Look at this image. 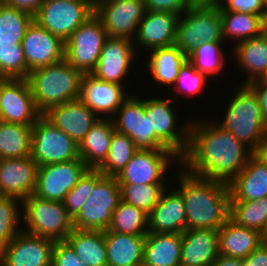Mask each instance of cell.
Here are the masks:
<instances>
[{
  "label": "cell",
  "instance_id": "38",
  "mask_svg": "<svg viewBox=\"0 0 267 266\" xmlns=\"http://www.w3.org/2000/svg\"><path fill=\"white\" fill-rule=\"evenodd\" d=\"M137 151L127 135L114 130L107 158L97 169L105 176H116Z\"/></svg>",
  "mask_w": 267,
  "mask_h": 266
},
{
  "label": "cell",
  "instance_id": "29",
  "mask_svg": "<svg viewBox=\"0 0 267 266\" xmlns=\"http://www.w3.org/2000/svg\"><path fill=\"white\" fill-rule=\"evenodd\" d=\"M145 236L105 230L107 266H137L143 261Z\"/></svg>",
  "mask_w": 267,
  "mask_h": 266
},
{
  "label": "cell",
  "instance_id": "30",
  "mask_svg": "<svg viewBox=\"0 0 267 266\" xmlns=\"http://www.w3.org/2000/svg\"><path fill=\"white\" fill-rule=\"evenodd\" d=\"M235 45L232 53L234 52L236 63L248 75L242 84L257 81L267 69V31Z\"/></svg>",
  "mask_w": 267,
  "mask_h": 266
},
{
  "label": "cell",
  "instance_id": "12",
  "mask_svg": "<svg viewBox=\"0 0 267 266\" xmlns=\"http://www.w3.org/2000/svg\"><path fill=\"white\" fill-rule=\"evenodd\" d=\"M172 160L180 167V157L172 150H138L116 175L118 184H169L166 178Z\"/></svg>",
  "mask_w": 267,
  "mask_h": 266
},
{
  "label": "cell",
  "instance_id": "6",
  "mask_svg": "<svg viewBox=\"0 0 267 266\" xmlns=\"http://www.w3.org/2000/svg\"><path fill=\"white\" fill-rule=\"evenodd\" d=\"M224 42L218 5L192 4L178 19L176 42L187 56L200 44Z\"/></svg>",
  "mask_w": 267,
  "mask_h": 266
},
{
  "label": "cell",
  "instance_id": "55",
  "mask_svg": "<svg viewBox=\"0 0 267 266\" xmlns=\"http://www.w3.org/2000/svg\"><path fill=\"white\" fill-rule=\"evenodd\" d=\"M87 4L93 11L96 9L99 0H77Z\"/></svg>",
  "mask_w": 267,
  "mask_h": 266
},
{
  "label": "cell",
  "instance_id": "1",
  "mask_svg": "<svg viewBox=\"0 0 267 266\" xmlns=\"http://www.w3.org/2000/svg\"><path fill=\"white\" fill-rule=\"evenodd\" d=\"M203 119L190 120L188 146L180 166L195 176L228 184L244 169L253 151L215 120Z\"/></svg>",
  "mask_w": 267,
  "mask_h": 266
},
{
  "label": "cell",
  "instance_id": "36",
  "mask_svg": "<svg viewBox=\"0 0 267 266\" xmlns=\"http://www.w3.org/2000/svg\"><path fill=\"white\" fill-rule=\"evenodd\" d=\"M108 230L125 235H147L148 214L121 200L113 212Z\"/></svg>",
  "mask_w": 267,
  "mask_h": 266
},
{
  "label": "cell",
  "instance_id": "7",
  "mask_svg": "<svg viewBox=\"0 0 267 266\" xmlns=\"http://www.w3.org/2000/svg\"><path fill=\"white\" fill-rule=\"evenodd\" d=\"M121 200V188L116 176H105L95 169V186L80 212L73 218L74 228L108 230L113 212Z\"/></svg>",
  "mask_w": 267,
  "mask_h": 266
},
{
  "label": "cell",
  "instance_id": "34",
  "mask_svg": "<svg viewBox=\"0 0 267 266\" xmlns=\"http://www.w3.org/2000/svg\"><path fill=\"white\" fill-rule=\"evenodd\" d=\"M66 241L88 266H107L104 231L75 228Z\"/></svg>",
  "mask_w": 267,
  "mask_h": 266
},
{
  "label": "cell",
  "instance_id": "52",
  "mask_svg": "<svg viewBox=\"0 0 267 266\" xmlns=\"http://www.w3.org/2000/svg\"><path fill=\"white\" fill-rule=\"evenodd\" d=\"M211 266H243V259L218 255L217 260Z\"/></svg>",
  "mask_w": 267,
  "mask_h": 266
},
{
  "label": "cell",
  "instance_id": "14",
  "mask_svg": "<svg viewBox=\"0 0 267 266\" xmlns=\"http://www.w3.org/2000/svg\"><path fill=\"white\" fill-rule=\"evenodd\" d=\"M146 11L144 0H101L94 14L101 20L108 37L133 41Z\"/></svg>",
  "mask_w": 267,
  "mask_h": 266
},
{
  "label": "cell",
  "instance_id": "19",
  "mask_svg": "<svg viewBox=\"0 0 267 266\" xmlns=\"http://www.w3.org/2000/svg\"><path fill=\"white\" fill-rule=\"evenodd\" d=\"M124 87L126 86L106 82L86 73L82 76L79 99L98 117L112 118L131 94H126L129 90Z\"/></svg>",
  "mask_w": 267,
  "mask_h": 266
},
{
  "label": "cell",
  "instance_id": "18",
  "mask_svg": "<svg viewBox=\"0 0 267 266\" xmlns=\"http://www.w3.org/2000/svg\"><path fill=\"white\" fill-rule=\"evenodd\" d=\"M54 244L22 230L0 252V266H52Z\"/></svg>",
  "mask_w": 267,
  "mask_h": 266
},
{
  "label": "cell",
  "instance_id": "2",
  "mask_svg": "<svg viewBox=\"0 0 267 266\" xmlns=\"http://www.w3.org/2000/svg\"><path fill=\"white\" fill-rule=\"evenodd\" d=\"M179 188L184 200L186 229L218 230L230 213V191L227 183L201 178L178 169Z\"/></svg>",
  "mask_w": 267,
  "mask_h": 266
},
{
  "label": "cell",
  "instance_id": "25",
  "mask_svg": "<svg viewBox=\"0 0 267 266\" xmlns=\"http://www.w3.org/2000/svg\"><path fill=\"white\" fill-rule=\"evenodd\" d=\"M218 255V230L186 229L182 233L181 265L211 266Z\"/></svg>",
  "mask_w": 267,
  "mask_h": 266
},
{
  "label": "cell",
  "instance_id": "47",
  "mask_svg": "<svg viewBox=\"0 0 267 266\" xmlns=\"http://www.w3.org/2000/svg\"><path fill=\"white\" fill-rule=\"evenodd\" d=\"M218 6L221 11L253 13L261 15L267 20V9L262 0H222Z\"/></svg>",
  "mask_w": 267,
  "mask_h": 266
},
{
  "label": "cell",
  "instance_id": "24",
  "mask_svg": "<svg viewBox=\"0 0 267 266\" xmlns=\"http://www.w3.org/2000/svg\"><path fill=\"white\" fill-rule=\"evenodd\" d=\"M185 230L186 210L182 195L174 187L165 190L148 214V232L183 233Z\"/></svg>",
  "mask_w": 267,
  "mask_h": 266
},
{
  "label": "cell",
  "instance_id": "59",
  "mask_svg": "<svg viewBox=\"0 0 267 266\" xmlns=\"http://www.w3.org/2000/svg\"><path fill=\"white\" fill-rule=\"evenodd\" d=\"M263 1V4H264V7L267 9V0H262Z\"/></svg>",
  "mask_w": 267,
  "mask_h": 266
},
{
  "label": "cell",
  "instance_id": "15",
  "mask_svg": "<svg viewBox=\"0 0 267 266\" xmlns=\"http://www.w3.org/2000/svg\"><path fill=\"white\" fill-rule=\"evenodd\" d=\"M88 169L80 158L39 166L34 195L46 200L63 202L66 194L77 185Z\"/></svg>",
  "mask_w": 267,
  "mask_h": 266
},
{
  "label": "cell",
  "instance_id": "13",
  "mask_svg": "<svg viewBox=\"0 0 267 266\" xmlns=\"http://www.w3.org/2000/svg\"><path fill=\"white\" fill-rule=\"evenodd\" d=\"M171 104L173 103L169 98L147 97L146 115H150L151 133H154L168 149L181 157L188 146L190 121L182 126L178 125L179 116Z\"/></svg>",
  "mask_w": 267,
  "mask_h": 266
},
{
  "label": "cell",
  "instance_id": "27",
  "mask_svg": "<svg viewBox=\"0 0 267 266\" xmlns=\"http://www.w3.org/2000/svg\"><path fill=\"white\" fill-rule=\"evenodd\" d=\"M262 244L261 233L230 218L218 229V254L245 259Z\"/></svg>",
  "mask_w": 267,
  "mask_h": 266
},
{
  "label": "cell",
  "instance_id": "46",
  "mask_svg": "<svg viewBox=\"0 0 267 266\" xmlns=\"http://www.w3.org/2000/svg\"><path fill=\"white\" fill-rule=\"evenodd\" d=\"M52 266H88L67 241H56L52 252Z\"/></svg>",
  "mask_w": 267,
  "mask_h": 266
},
{
  "label": "cell",
  "instance_id": "17",
  "mask_svg": "<svg viewBox=\"0 0 267 266\" xmlns=\"http://www.w3.org/2000/svg\"><path fill=\"white\" fill-rule=\"evenodd\" d=\"M134 42L127 38L108 37L100 53L93 76L106 82L123 85L139 54ZM135 58V59H134Z\"/></svg>",
  "mask_w": 267,
  "mask_h": 266
},
{
  "label": "cell",
  "instance_id": "45",
  "mask_svg": "<svg viewBox=\"0 0 267 266\" xmlns=\"http://www.w3.org/2000/svg\"><path fill=\"white\" fill-rule=\"evenodd\" d=\"M208 78L198 72L188 61L180 68L176 82L173 85V91L176 95L185 94L187 97L195 96L197 93H201L204 85L207 83ZM195 94V95H194Z\"/></svg>",
  "mask_w": 267,
  "mask_h": 266
},
{
  "label": "cell",
  "instance_id": "60",
  "mask_svg": "<svg viewBox=\"0 0 267 266\" xmlns=\"http://www.w3.org/2000/svg\"><path fill=\"white\" fill-rule=\"evenodd\" d=\"M0 98H1V79H0Z\"/></svg>",
  "mask_w": 267,
  "mask_h": 266
},
{
  "label": "cell",
  "instance_id": "54",
  "mask_svg": "<svg viewBox=\"0 0 267 266\" xmlns=\"http://www.w3.org/2000/svg\"><path fill=\"white\" fill-rule=\"evenodd\" d=\"M191 4L218 5L222 0H189Z\"/></svg>",
  "mask_w": 267,
  "mask_h": 266
},
{
  "label": "cell",
  "instance_id": "39",
  "mask_svg": "<svg viewBox=\"0 0 267 266\" xmlns=\"http://www.w3.org/2000/svg\"><path fill=\"white\" fill-rule=\"evenodd\" d=\"M229 218L239 226L261 233L267 223V197L260 200L230 202Z\"/></svg>",
  "mask_w": 267,
  "mask_h": 266
},
{
  "label": "cell",
  "instance_id": "32",
  "mask_svg": "<svg viewBox=\"0 0 267 266\" xmlns=\"http://www.w3.org/2000/svg\"><path fill=\"white\" fill-rule=\"evenodd\" d=\"M148 54V70L152 79L163 86H173L176 82L180 68L187 61V55L182 53L176 45L155 48Z\"/></svg>",
  "mask_w": 267,
  "mask_h": 266
},
{
  "label": "cell",
  "instance_id": "9",
  "mask_svg": "<svg viewBox=\"0 0 267 266\" xmlns=\"http://www.w3.org/2000/svg\"><path fill=\"white\" fill-rule=\"evenodd\" d=\"M31 158L37 166L79 159L77 143L41 115L32 126Z\"/></svg>",
  "mask_w": 267,
  "mask_h": 266
},
{
  "label": "cell",
  "instance_id": "56",
  "mask_svg": "<svg viewBox=\"0 0 267 266\" xmlns=\"http://www.w3.org/2000/svg\"><path fill=\"white\" fill-rule=\"evenodd\" d=\"M259 84H266L267 85V69L261 75V77L257 80Z\"/></svg>",
  "mask_w": 267,
  "mask_h": 266
},
{
  "label": "cell",
  "instance_id": "43",
  "mask_svg": "<svg viewBox=\"0 0 267 266\" xmlns=\"http://www.w3.org/2000/svg\"><path fill=\"white\" fill-rule=\"evenodd\" d=\"M21 205L16 199L0 197V252L23 230V227H20V224H23Z\"/></svg>",
  "mask_w": 267,
  "mask_h": 266
},
{
  "label": "cell",
  "instance_id": "20",
  "mask_svg": "<svg viewBox=\"0 0 267 266\" xmlns=\"http://www.w3.org/2000/svg\"><path fill=\"white\" fill-rule=\"evenodd\" d=\"M21 46L29 71L64 59L65 42L39 26L34 20L27 27Z\"/></svg>",
  "mask_w": 267,
  "mask_h": 266
},
{
  "label": "cell",
  "instance_id": "28",
  "mask_svg": "<svg viewBox=\"0 0 267 266\" xmlns=\"http://www.w3.org/2000/svg\"><path fill=\"white\" fill-rule=\"evenodd\" d=\"M114 130L111 118H99L79 143V158L89 168L97 169L107 158Z\"/></svg>",
  "mask_w": 267,
  "mask_h": 266
},
{
  "label": "cell",
  "instance_id": "3",
  "mask_svg": "<svg viewBox=\"0 0 267 266\" xmlns=\"http://www.w3.org/2000/svg\"><path fill=\"white\" fill-rule=\"evenodd\" d=\"M83 73L65 59L29 72L27 77L37 110L79 99Z\"/></svg>",
  "mask_w": 267,
  "mask_h": 266
},
{
  "label": "cell",
  "instance_id": "44",
  "mask_svg": "<svg viewBox=\"0 0 267 266\" xmlns=\"http://www.w3.org/2000/svg\"><path fill=\"white\" fill-rule=\"evenodd\" d=\"M95 186V169L89 168L79 179L77 185L66 194L63 201L68 214L74 218L88 200Z\"/></svg>",
  "mask_w": 267,
  "mask_h": 266
},
{
  "label": "cell",
  "instance_id": "50",
  "mask_svg": "<svg viewBox=\"0 0 267 266\" xmlns=\"http://www.w3.org/2000/svg\"><path fill=\"white\" fill-rule=\"evenodd\" d=\"M44 0H4V4L34 15Z\"/></svg>",
  "mask_w": 267,
  "mask_h": 266
},
{
  "label": "cell",
  "instance_id": "5",
  "mask_svg": "<svg viewBox=\"0 0 267 266\" xmlns=\"http://www.w3.org/2000/svg\"><path fill=\"white\" fill-rule=\"evenodd\" d=\"M23 231L51 239L66 241L75 229L73 218L68 214L63 202L46 200L32 194L22 202Z\"/></svg>",
  "mask_w": 267,
  "mask_h": 266
},
{
  "label": "cell",
  "instance_id": "11",
  "mask_svg": "<svg viewBox=\"0 0 267 266\" xmlns=\"http://www.w3.org/2000/svg\"><path fill=\"white\" fill-rule=\"evenodd\" d=\"M94 11L77 0H44L33 20L65 42Z\"/></svg>",
  "mask_w": 267,
  "mask_h": 266
},
{
  "label": "cell",
  "instance_id": "31",
  "mask_svg": "<svg viewBox=\"0 0 267 266\" xmlns=\"http://www.w3.org/2000/svg\"><path fill=\"white\" fill-rule=\"evenodd\" d=\"M182 233H154L145 236L143 261L153 266L180 264Z\"/></svg>",
  "mask_w": 267,
  "mask_h": 266
},
{
  "label": "cell",
  "instance_id": "37",
  "mask_svg": "<svg viewBox=\"0 0 267 266\" xmlns=\"http://www.w3.org/2000/svg\"><path fill=\"white\" fill-rule=\"evenodd\" d=\"M222 44L223 42H204L187 56V61L207 78L212 77L213 74L217 76L227 64Z\"/></svg>",
  "mask_w": 267,
  "mask_h": 266
},
{
  "label": "cell",
  "instance_id": "42",
  "mask_svg": "<svg viewBox=\"0 0 267 266\" xmlns=\"http://www.w3.org/2000/svg\"><path fill=\"white\" fill-rule=\"evenodd\" d=\"M29 70L18 42H0V78L27 79Z\"/></svg>",
  "mask_w": 267,
  "mask_h": 266
},
{
  "label": "cell",
  "instance_id": "21",
  "mask_svg": "<svg viewBox=\"0 0 267 266\" xmlns=\"http://www.w3.org/2000/svg\"><path fill=\"white\" fill-rule=\"evenodd\" d=\"M37 169V163L31 156L0 159V197L13 198L22 203L34 194Z\"/></svg>",
  "mask_w": 267,
  "mask_h": 266
},
{
  "label": "cell",
  "instance_id": "16",
  "mask_svg": "<svg viewBox=\"0 0 267 266\" xmlns=\"http://www.w3.org/2000/svg\"><path fill=\"white\" fill-rule=\"evenodd\" d=\"M0 121L33 126L42 115L27 79H1Z\"/></svg>",
  "mask_w": 267,
  "mask_h": 266
},
{
  "label": "cell",
  "instance_id": "26",
  "mask_svg": "<svg viewBox=\"0 0 267 266\" xmlns=\"http://www.w3.org/2000/svg\"><path fill=\"white\" fill-rule=\"evenodd\" d=\"M230 202L260 200L267 197V165L252 155L244 169L229 183Z\"/></svg>",
  "mask_w": 267,
  "mask_h": 266
},
{
  "label": "cell",
  "instance_id": "41",
  "mask_svg": "<svg viewBox=\"0 0 267 266\" xmlns=\"http://www.w3.org/2000/svg\"><path fill=\"white\" fill-rule=\"evenodd\" d=\"M122 201L149 214L158 204L167 186L165 184H119Z\"/></svg>",
  "mask_w": 267,
  "mask_h": 266
},
{
  "label": "cell",
  "instance_id": "10",
  "mask_svg": "<svg viewBox=\"0 0 267 266\" xmlns=\"http://www.w3.org/2000/svg\"><path fill=\"white\" fill-rule=\"evenodd\" d=\"M116 131L127 135L138 150H170L151 133L150 115H146V99L130 96L111 118Z\"/></svg>",
  "mask_w": 267,
  "mask_h": 266
},
{
  "label": "cell",
  "instance_id": "57",
  "mask_svg": "<svg viewBox=\"0 0 267 266\" xmlns=\"http://www.w3.org/2000/svg\"><path fill=\"white\" fill-rule=\"evenodd\" d=\"M261 240H262V243L263 244H266L267 245V223L265 225V228L261 232Z\"/></svg>",
  "mask_w": 267,
  "mask_h": 266
},
{
  "label": "cell",
  "instance_id": "48",
  "mask_svg": "<svg viewBox=\"0 0 267 266\" xmlns=\"http://www.w3.org/2000/svg\"><path fill=\"white\" fill-rule=\"evenodd\" d=\"M146 10L181 15L192 4L189 0H144Z\"/></svg>",
  "mask_w": 267,
  "mask_h": 266
},
{
  "label": "cell",
  "instance_id": "40",
  "mask_svg": "<svg viewBox=\"0 0 267 266\" xmlns=\"http://www.w3.org/2000/svg\"><path fill=\"white\" fill-rule=\"evenodd\" d=\"M33 15L20 9L0 4V42L21 44Z\"/></svg>",
  "mask_w": 267,
  "mask_h": 266
},
{
  "label": "cell",
  "instance_id": "53",
  "mask_svg": "<svg viewBox=\"0 0 267 266\" xmlns=\"http://www.w3.org/2000/svg\"><path fill=\"white\" fill-rule=\"evenodd\" d=\"M253 155L259 159L262 163L267 165V134L263 138L262 142L253 151Z\"/></svg>",
  "mask_w": 267,
  "mask_h": 266
},
{
  "label": "cell",
  "instance_id": "4",
  "mask_svg": "<svg viewBox=\"0 0 267 266\" xmlns=\"http://www.w3.org/2000/svg\"><path fill=\"white\" fill-rule=\"evenodd\" d=\"M240 86L225 105L223 121L215 122L254 151L267 134V122L255 91L248 84Z\"/></svg>",
  "mask_w": 267,
  "mask_h": 266
},
{
  "label": "cell",
  "instance_id": "8",
  "mask_svg": "<svg viewBox=\"0 0 267 266\" xmlns=\"http://www.w3.org/2000/svg\"><path fill=\"white\" fill-rule=\"evenodd\" d=\"M107 38L101 20L93 14L65 41L64 59L83 74L91 73Z\"/></svg>",
  "mask_w": 267,
  "mask_h": 266
},
{
  "label": "cell",
  "instance_id": "58",
  "mask_svg": "<svg viewBox=\"0 0 267 266\" xmlns=\"http://www.w3.org/2000/svg\"><path fill=\"white\" fill-rule=\"evenodd\" d=\"M137 266H153V265L147 264L145 261H141Z\"/></svg>",
  "mask_w": 267,
  "mask_h": 266
},
{
  "label": "cell",
  "instance_id": "51",
  "mask_svg": "<svg viewBox=\"0 0 267 266\" xmlns=\"http://www.w3.org/2000/svg\"><path fill=\"white\" fill-rule=\"evenodd\" d=\"M248 85L257 94L263 117L267 122V85L259 84L257 81L250 82Z\"/></svg>",
  "mask_w": 267,
  "mask_h": 266
},
{
  "label": "cell",
  "instance_id": "22",
  "mask_svg": "<svg viewBox=\"0 0 267 266\" xmlns=\"http://www.w3.org/2000/svg\"><path fill=\"white\" fill-rule=\"evenodd\" d=\"M42 115L70 136L77 145L100 118L80 99L53 106Z\"/></svg>",
  "mask_w": 267,
  "mask_h": 266
},
{
  "label": "cell",
  "instance_id": "49",
  "mask_svg": "<svg viewBox=\"0 0 267 266\" xmlns=\"http://www.w3.org/2000/svg\"><path fill=\"white\" fill-rule=\"evenodd\" d=\"M243 266H267V245L261 244L243 259Z\"/></svg>",
  "mask_w": 267,
  "mask_h": 266
},
{
  "label": "cell",
  "instance_id": "33",
  "mask_svg": "<svg viewBox=\"0 0 267 266\" xmlns=\"http://www.w3.org/2000/svg\"><path fill=\"white\" fill-rule=\"evenodd\" d=\"M222 36L234 39L239 43L262 35L267 31V20L253 13H239L236 11H221ZM236 39V41H235Z\"/></svg>",
  "mask_w": 267,
  "mask_h": 266
},
{
  "label": "cell",
  "instance_id": "35",
  "mask_svg": "<svg viewBox=\"0 0 267 266\" xmlns=\"http://www.w3.org/2000/svg\"><path fill=\"white\" fill-rule=\"evenodd\" d=\"M32 126L0 121V159L30 156Z\"/></svg>",
  "mask_w": 267,
  "mask_h": 266
},
{
  "label": "cell",
  "instance_id": "23",
  "mask_svg": "<svg viewBox=\"0 0 267 266\" xmlns=\"http://www.w3.org/2000/svg\"><path fill=\"white\" fill-rule=\"evenodd\" d=\"M178 19L176 14L147 10L138 25L134 45L146 52L175 45Z\"/></svg>",
  "mask_w": 267,
  "mask_h": 266
}]
</instances>
